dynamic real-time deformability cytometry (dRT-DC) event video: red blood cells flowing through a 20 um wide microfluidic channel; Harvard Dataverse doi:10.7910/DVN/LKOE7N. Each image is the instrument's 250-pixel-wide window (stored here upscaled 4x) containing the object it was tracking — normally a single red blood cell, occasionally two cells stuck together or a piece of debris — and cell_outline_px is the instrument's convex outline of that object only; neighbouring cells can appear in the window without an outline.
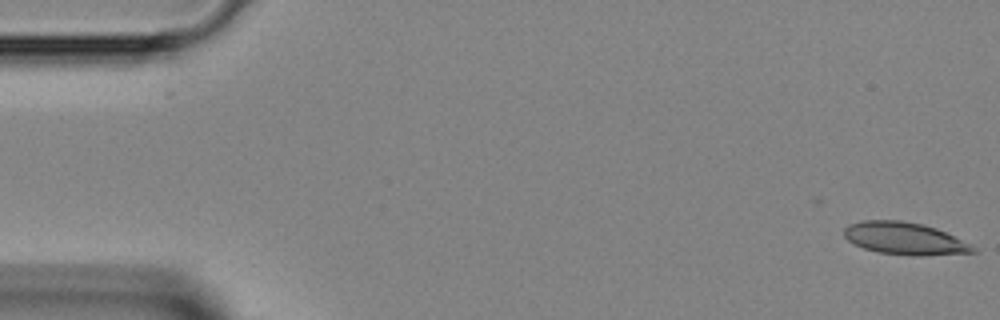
{"species": "Egyptian fruit bat (a non-hibernating species)", "species_latin": "Rousettus aegyptiacus", "temperature_condition": "room temperature", "stored_images_in_passage": 44, "camera_frame_rate_fps": 3000, "um_per_image_px": 0.085, "animal": {"sex": "female"}, "frame": {"image": 1, "passage_image": 1, "time_ms": 0.0, "image_size_px": [1000, 320], "cell_outline_px": [[980, 252], [920, 256], [908, 256], [876, 252], [864, 248], [848, 240], [844, 236], [844, 228], [848, 224], [860, 220], [900, 220], [920, 224], [936, 228], [972, 244], [980, 248]], "centroid_in_image_um": [76.94, 20.29], "position_along_channel_um": 8.1, "area_um2": 24.62}}
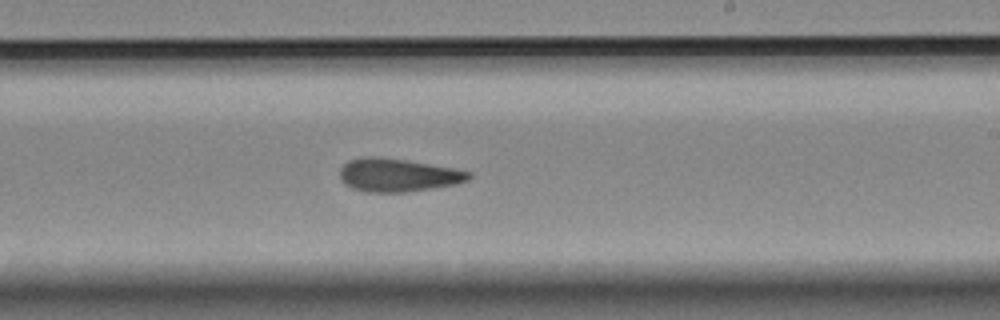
{"frame": {"image": 2, "passage_image": 26, "time_ms": 8.333, "image_size_px": [1000, 320], "cell_outline_px": [[472, 176], [468, 180], [456, 184], [408, 192], [368, 192], [352, 188], [344, 184], [340, 180], [340, 168], [348, 160], [364, 156], [376, 156], [404, 160], [456, 168], [472, 172]], "centroid_in_image_um": [33.81, 14.88], "position_along_channel_um": 255.2, "area_um2": 25.09}}
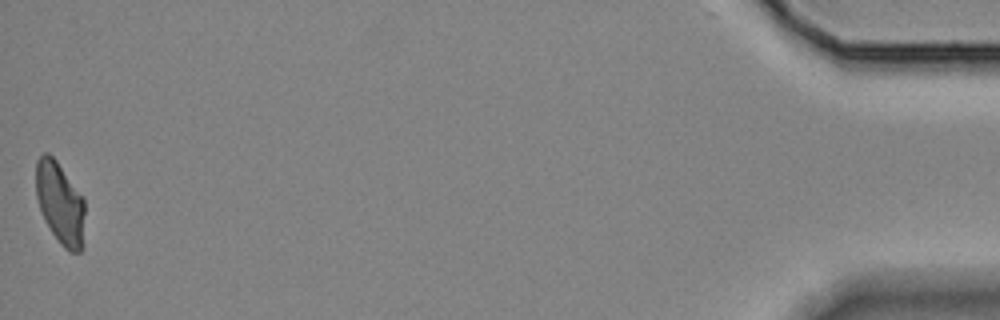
{"frame": {"image": 3, "passage_image": 44, "time_ms": 14.333, "image_size_px": [1000, 320], "cell_outline_px": [[84, 248], [80, 252], [68, 252], [60, 244], [44, 220], [36, 196], [36, 160], [44, 152], [48, 152], [56, 160], [84, 200]], "centroid_in_image_um": [5.11, 17.31], "position_along_channel_um": 430.1, "area_um2": 23.41}}